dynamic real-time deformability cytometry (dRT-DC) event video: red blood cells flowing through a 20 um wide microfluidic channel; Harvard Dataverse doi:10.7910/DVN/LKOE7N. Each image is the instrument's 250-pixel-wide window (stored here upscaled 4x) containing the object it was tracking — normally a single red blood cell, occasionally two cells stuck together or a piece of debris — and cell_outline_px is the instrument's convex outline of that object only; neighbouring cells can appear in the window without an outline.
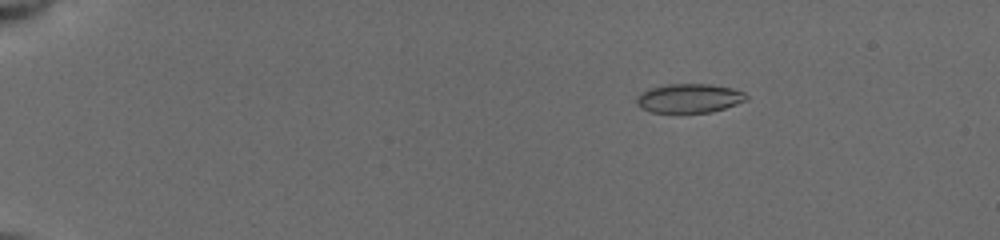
{"species": "common noctule bat (a hibernating species)", "species_latin": "Nyctalus noctula", "temperature_condition": "cold", "stored_images_in_passage": 38, "camera_frame_rate_fps": 3000, "um_per_image_px": 0.085, "animal": {"sex": "female", "body_mass_g": 19.5, "forearm_length_mm": 54.1}, "frame": {"image": 1, "passage_image": 1, "time_ms": 0.0, "image_size_px": [1000, 240], "cell_outline_px": [[748, 100], [712, 112], [652, 112], [640, 108], [636, 104], [636, 96], [640, 92], [648, 88], [668, 84], [712, 84], [732, 88], [744, 92], [748, 96]], "centroid_in_image_um": [58.56, 8.34], "position_along_channel_um": 26.4, "area_um2": 18.73}}
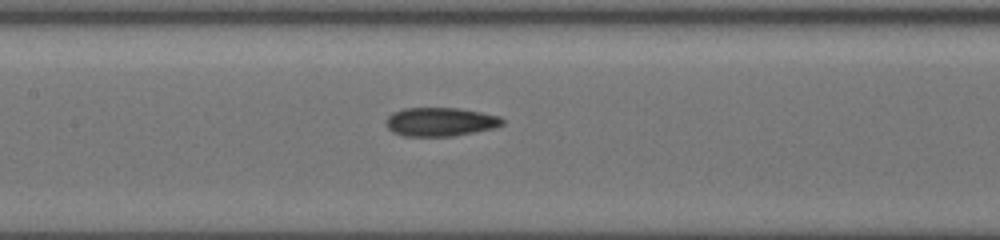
{"frame": {"image": 2, "passage_image": 16, "time_ms": 6.333, "image_size_px": [1000, 240], "cell_outline_px": [[504, 124], [492, 128], [452, 136], [404, 136], [392, 132], [384, 124], [384, 120], [392, 112], [404, 108], [460, 108], [500, 116], [504, 120]], "centroid_in_image_um": [37.37, 10.35], "position_along_channel_um": 170.0, "area_um2": 19.54}}
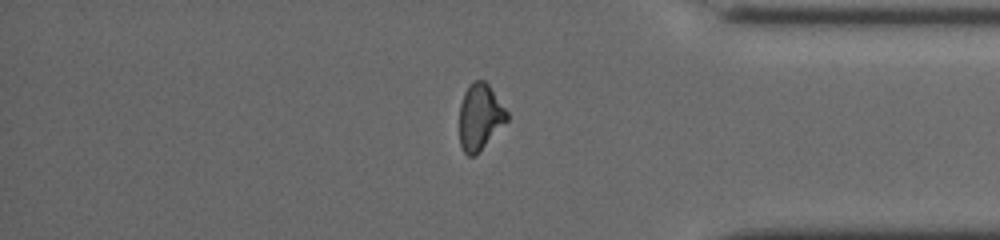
{"frame": {"image": 3, "passage_image": 31, "time_ms": 12.333, "image_size_px": [1000, 240], "cell_outline_px": [[508, 120], [476, 156], [468, 156], [464, 152], [460, 144], [460, 104], [464, 92], [476, 80], [484, 80], [488, 84], [508, 112]], "centroid_in_image_um": [40.8, 9.97], "position_along_channel_um": 394.4, "area_um2": 18.21}, "authors_computed_cell_mechanics": {"area_um2": 19.0162, "velocity_mm_per_s": 3.9589, "shape_relaxation_time_tau1_ms": null, "shape_relaxation_time_tau2_ms": 2.4953, "deformation_change_tau1": null, "deformation_change_tau2": 0.0702}}